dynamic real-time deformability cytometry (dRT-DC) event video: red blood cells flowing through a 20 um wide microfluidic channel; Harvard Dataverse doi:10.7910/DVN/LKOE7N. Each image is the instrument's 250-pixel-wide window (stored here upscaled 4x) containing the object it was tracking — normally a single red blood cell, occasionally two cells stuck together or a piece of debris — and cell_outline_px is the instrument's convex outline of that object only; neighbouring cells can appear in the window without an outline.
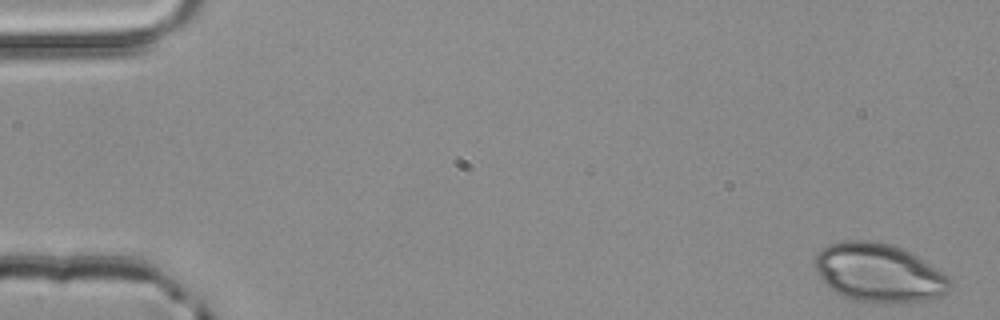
{"species": "common noctule bat (a hibernating species)", "species_latin": "Nyctalus noctula", "temperature_condition": "room temperature", "stored_images_in_passage": 3, "camera_frame_rate_fps": 3000, "um_per_image_px": 0.085, "animal": {"sex": "male", "body_mass_g": 20.4}, "frame": {"image": 1, "passage_image": 1, "time_ms": 0.0, "image_size_px": [1000, 320], "cell_outline_px": [[952, 288], [948, 292], [940, 296], [928, 300], [872, 304], [852, 300], [836, 292], [820, 276], [812, 260], [816, 252], [828, 244], [844, 240], [876, 240], [892, 244], [904, 248], [912, 252], [948, 276], [952, 284]], "centroid_in_image_um": [74.71, 23.17], "position_along_channel_um": 10.3, "area_um2": 46.7}}